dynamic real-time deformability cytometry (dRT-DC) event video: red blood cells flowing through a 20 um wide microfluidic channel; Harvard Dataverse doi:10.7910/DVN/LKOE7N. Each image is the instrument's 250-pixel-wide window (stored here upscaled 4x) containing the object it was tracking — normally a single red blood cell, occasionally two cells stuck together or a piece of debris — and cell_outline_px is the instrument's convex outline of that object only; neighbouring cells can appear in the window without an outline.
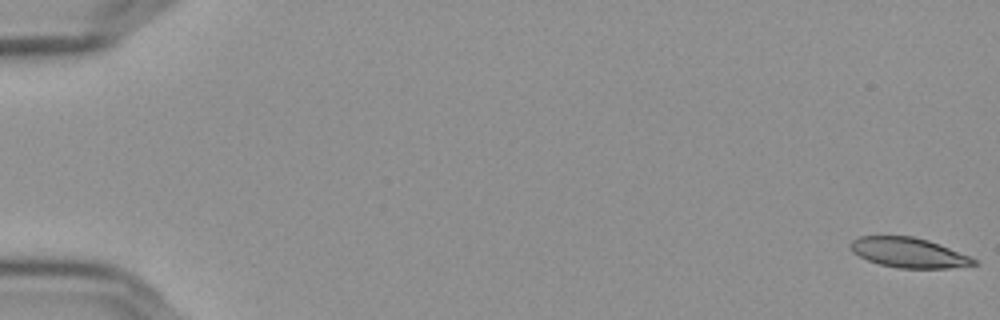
{"species": "Egyptian fruit bat (a non-hibernating species)", "species_latin": "Rousettus aegyptiacus", "temperature_condition": "cold", "stored_images_in_passage": 58, "camera_frame_rate_fps": 3000, "um_per_image_px": 0.085, "frame": {"image": 1, "passage_image": 1, "time_ms": 0.0, "image_size_px": [1000, 320], "cell_outline_px": [[980, 264], [948, 268], [900, 268], [880, 264], [868, 260], [852, 252], [848, 244], [852, 240], [860, 236], [912, 236], [928, 240], [972, 256]], "centroid_in_image_um": [77.26, 21.47], "position_along_channel_um": 7.7, "area_um2": 21.56}}
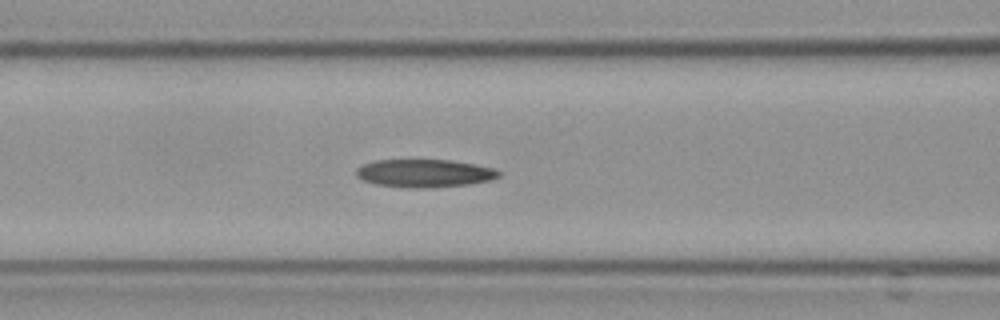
{"frame": {"image": 2, "passage_image": 25, "time_ms": 8.0, "image_size_px": [1000, 320], "cell_outline_px": [[500, 176], [492, 180], [468, 184], [424, 188], [408, 188], [376, 184], [364, 180], [356, 176], [356, 168], [364, 164], [376, 160], [452, 160], [496, 168], [500, 172]], "centroid_in_image_um": [36.1, 14.72], "position_along_channel_um": 130.5, "area_um2": 23.24}}
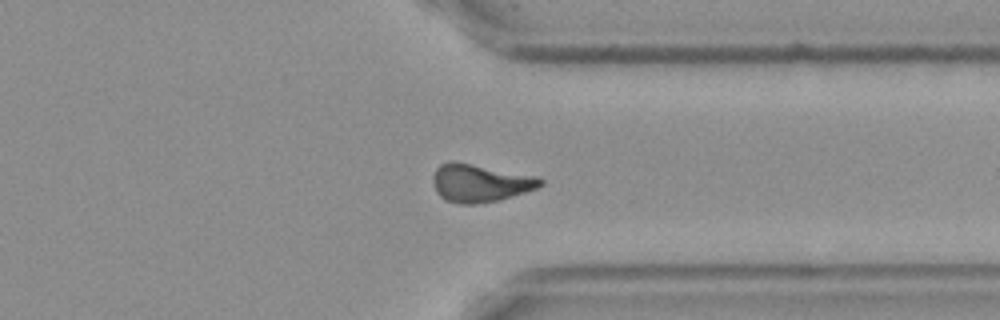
{"frame": {"image": 3, "passage_image": 45, "time_ms": 14.667, "image_size_px": [1000, 320], "cell_outline_px": [[544, 184], [536, 188], [500, 200], [476, 204], [460, 204], [444, 200], [436, 192], [432, 180], [432, 176], [436, 168], [440, 164], [448, 160], [452, 160], [536, 176], [544, 180]], "centroid_in_image_um": [40.76, 15.55], "position_along_channel_um": 370.6, "area_um2": 23.87}, "authors_computed_cell_mechanics": {"area_um2": 22.6287, "velocity_mm_per_s": 3.6063, "shape_relaxation_time_tau1_ms": null, "shape_relaxation_time_tau2_ms": 4.6669, "deformation_change_tau1": null, "deformation_change_tau2": 0.1278}}